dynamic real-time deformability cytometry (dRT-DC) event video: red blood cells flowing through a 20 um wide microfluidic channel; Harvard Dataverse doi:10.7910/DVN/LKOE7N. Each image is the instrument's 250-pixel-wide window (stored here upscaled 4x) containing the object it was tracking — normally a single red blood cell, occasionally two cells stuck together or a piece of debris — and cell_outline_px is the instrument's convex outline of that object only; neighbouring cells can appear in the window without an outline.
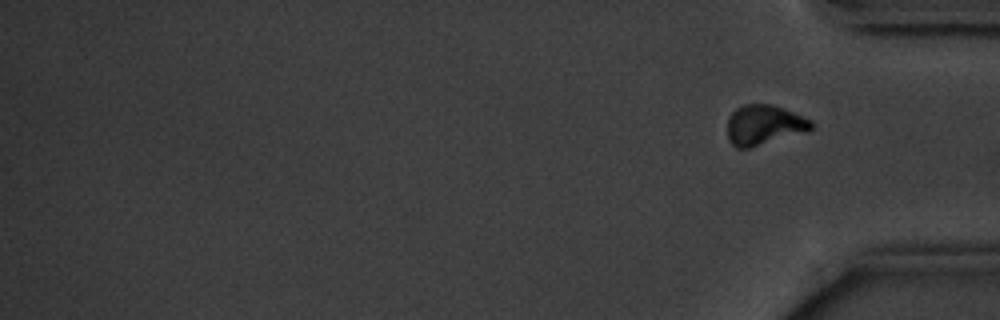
{"species": "common noctule bat (a hibernating species)", "species_latin": "Nyctalus noctula", "temperature_condition": "cold", "stored_images_in_passage": 16, "camera_frame_rate_fps": 3000, "um_per_image_px": 0.085, "animal": {"sex": "male", "body_mass_g": 20.1, "forearm_length_mm": 53.5}, "frame": {"image": 1, "passage_image": 16, "time_ms": 19.0, "image_size_px": [1000, 320], "cell_outline_px": [[816, 124], [808, 132], [748, 148], [736, 148], [728, 140], [728, 116], [736, 108], [744, 104], [772, 104], [784, 108], [812, 120]], "centroid_in_image_um": [64.97, 10.62], "position_along_channel_um": 370.2, "area_um2": 19.83}, "authors_computed_cell_mechanics": {"area_um2": 19.652, "velocity_mm_per_s": 3.5868, "shape_relaxation_time_tau1_ms": 6.9039, "shape_relaxation_time_tau2_ms": null, "deformation_change_tau1": 0.1503, "deformation_change_tau2": null}}